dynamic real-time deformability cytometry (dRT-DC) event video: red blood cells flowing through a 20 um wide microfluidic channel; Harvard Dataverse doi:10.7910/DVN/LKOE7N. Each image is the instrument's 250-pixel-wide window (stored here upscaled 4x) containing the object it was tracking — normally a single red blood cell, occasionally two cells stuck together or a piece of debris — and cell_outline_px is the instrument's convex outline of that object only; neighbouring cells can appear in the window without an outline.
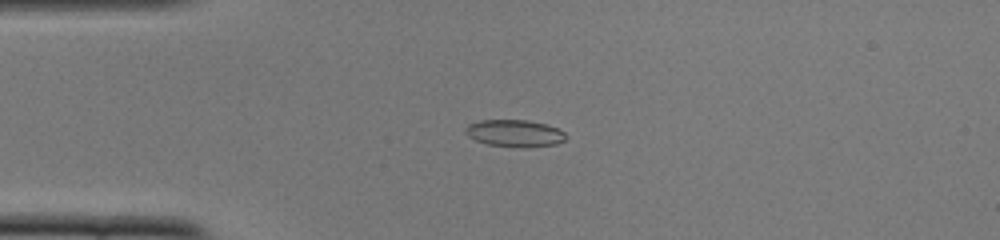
{"species": "common noctule bat (a hibernating species)", "species_latin": "Nyctalus noctula", "temperature_condition": "cold", "stored_images_in_passage": 52, "camera_frame_rate_fps": 3000, "um_per_image_px": 0.085, "animal": {"sex": "female", "body_mass_g": 22.0, "forearm_length_mm": 56.7}, "frame": {"image": 1, "passage_image": 13, "time_ms": 4.0, "image_size_px": [1000, 240], "cell_outline_px": [[568, 136], [564, 140], [556, 144], [524, 148], [520, 148], [488, 144], [476, 140], [468, 136], [464, 132], [464, 128], [468, 124], [480, 120], [528, 120], [548, 124], [564, 132]], "centroid_in_image_um": [43.75, 11.33], "position_along_channel_um": 41.3, "area_um2": 16.01}}
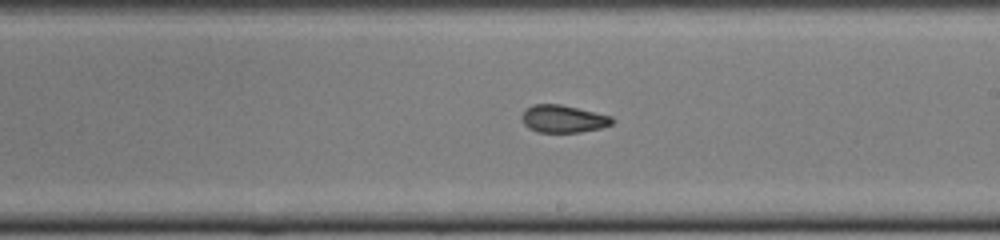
{"frame": {"image": 2, "passage_image": 30, "time_ms": 9.667, "image_size_px": [1000, 240], "cell_outline_px": [[616, 120], [612, 124], [600, 128], [580, 132], [536, 132], [528, 128], [524, 124], [520, 116], [524, 108], [532, 104], [560, 104], [612, 116]], "centroid_in_image_um": [47.84, 10.09], "position_along_channel_um": 241.2, "area_um2": 14.68}}
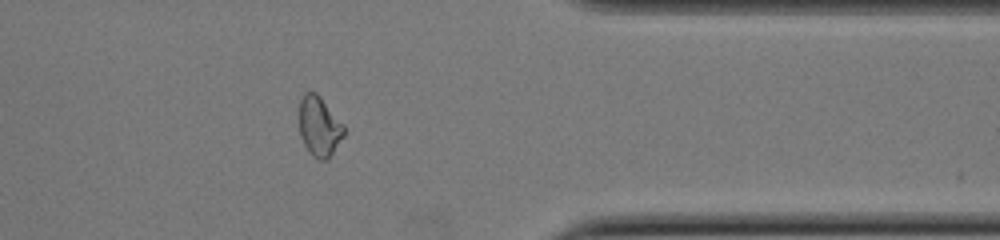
{"frame": {"image": 3, "passage_image": 42, "time_ms": 13.667, "image_size_px": [1000, 240], "cell_outline_px": [[344, 136], [328, 160], [320, 160], [312, 156], [304, 144], [300, 136], [300, 100], [304, 92], [316, 92], [320, 96], [344, 124]], "centroid_in_image_um": [27.15, 10.75], "position_along_channel_um": 384.2, "area_um2": 15.66}, "authors_computed_cell_mechanics": {"area_um2": 15.4326, "velocity_mm_per_s": 3.9282, "shape_relaxation_time_tau1_ms": null, "shape_relaxation_time_tau2_ms": 1.8929, "deformation_change_tau1": null, "deformation_change_tau2": 0.0754}}